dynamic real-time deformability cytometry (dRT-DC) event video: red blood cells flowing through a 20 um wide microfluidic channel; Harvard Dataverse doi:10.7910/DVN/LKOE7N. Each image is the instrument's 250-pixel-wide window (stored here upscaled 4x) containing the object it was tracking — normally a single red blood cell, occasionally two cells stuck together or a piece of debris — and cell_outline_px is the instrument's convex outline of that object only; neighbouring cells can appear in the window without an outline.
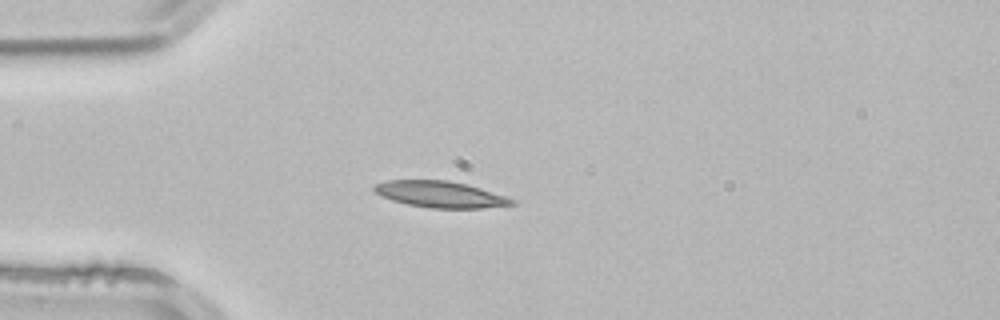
{"species": "common noctule bat (a hibernating species)", "species_latin": "Nyctalus noctula", "temperature_condition": "room temperature", "stored_images_in_passage": 3, "camera_frame_rate_fps": 3000, "um_per_image_px": 0.085, "animal": {"sex": "male", "body_mass_g": 21.5, "forearm_length_mm": 52.0}, "frame": {"image": 1, "passage_image": 2, "time_ms": 0.333, "image_size_px": [1000, 320], "cell_outline_px": [[516, 204], [484, 208], [428, 208], [408, 204], [392, 200], [380, 196], [372, 188], [376, 184], [384, 180], [448, 180], [480, 188], [516, 200]], "centroid_in_image_um": [37.4, 16.52], "position_along_channel_um": 47.6, "area_um2": 21.04}}